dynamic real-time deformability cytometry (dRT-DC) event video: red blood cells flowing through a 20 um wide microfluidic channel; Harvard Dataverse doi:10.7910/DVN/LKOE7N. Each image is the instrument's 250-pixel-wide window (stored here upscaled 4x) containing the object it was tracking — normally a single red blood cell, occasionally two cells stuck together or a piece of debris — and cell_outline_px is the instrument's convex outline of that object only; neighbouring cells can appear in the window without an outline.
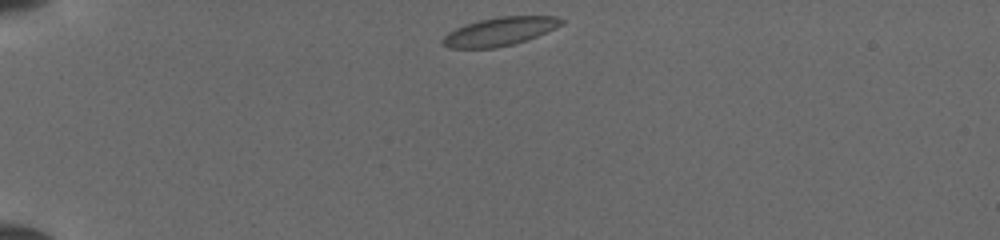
{"species": "common noctule bat (a hibernating species)", "species_latin": "Nyctalus noctula", "temperature_condition": "cold", "stored_images_in_passage": 38, "camera_frame_rate_fps": 3000, "um_per_image_px": 0.085, "animal": {"sex": "female", "body_mass_g": 19.5, "forearm_length_mm": 54.1}, "frame": {"image": 1, "passage_image": 1, "time_ms": 0.0, "image_size_px": [1000, 240], "cell_outline_px": [[564, 24], [556, 28], [528, 40], [512, 44], [492, 48], [448, 48], [440, 40], [448, 32], [456, 28], [480, 20], [500, 16], [556, 16], [564, 20]], "centroid_in_image_um": [42.51, 2.67], "position_along_channel_um": 42.5, "area_um2": 19.59}}
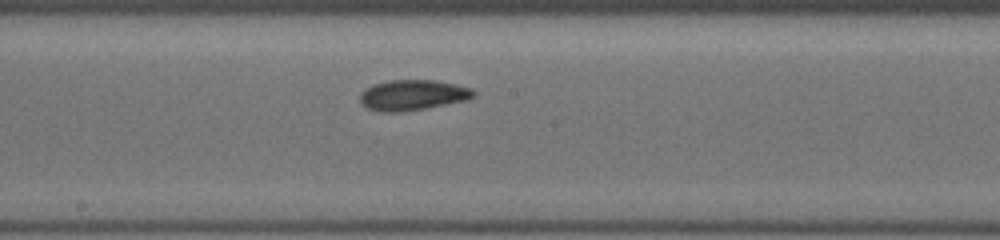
{"frame": {"image": 2, "passage_image": 17, "time_ms": 5.333, "image_size_px": [1000, 240], "cell_outline_px": [[476, 96], [468, 100], [424, 108], [400, 112], [380, 112], [368, 108], [360, 104], [360, 92], [364, 88], [372, 84], [388, 80], [436, 80], [456, 84], [472, 88], [476, 92]], "centroid_in_image_um": [35.07, 8.07], "position_along_channel_um": 213.1, "area_um2": 20.46}}
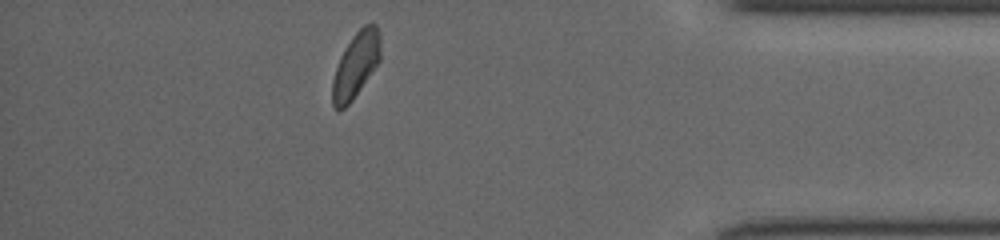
{"frame": {"image": 3, "passage_image": 33, "time_ms": 10.667, "image_size_px": [1000, 240], "cell_outline_px": [[380, 60], [352, 100], [344, 108], [336, 108], [332, 104], [332, 80], [340, 56], [352, 36], [364, 24], [376, 24], [380, 36]], "centroid_in_image_um": [30.24, 5.5], "position_along_channel_um": 405.0, "area_um2": 18.03}}